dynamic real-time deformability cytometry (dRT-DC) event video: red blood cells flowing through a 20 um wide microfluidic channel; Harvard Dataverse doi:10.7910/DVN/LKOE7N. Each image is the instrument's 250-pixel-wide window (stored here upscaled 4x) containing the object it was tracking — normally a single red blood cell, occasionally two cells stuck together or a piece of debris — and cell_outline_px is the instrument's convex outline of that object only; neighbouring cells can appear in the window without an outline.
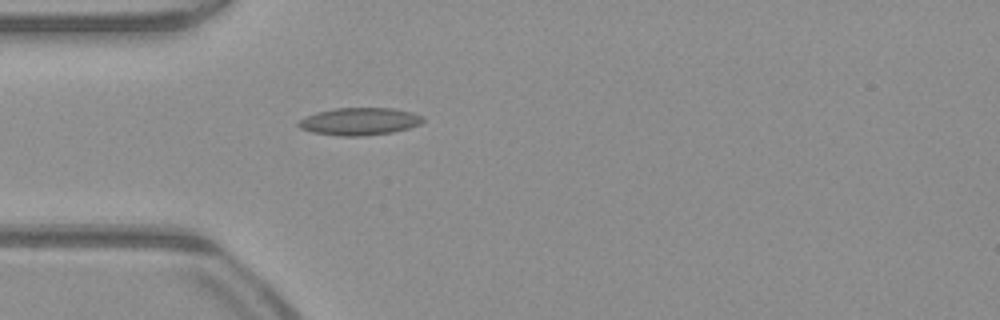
{"species": "common noctule bat (a hibernating species)", "species_latin": "Nyctalus noctula", "temperature_condition": "warm", "stored_images_in_passage": 37, "camera_frame_rate_fps": 3000, "um_per_image_px": 0.085, "animal": {"sex": "male", "body_mass_g": 23.1, "forearm_length_mm": 52.7}, "frame": {"image": 1, "passage_image": 1, "time_ms": 0.0, "image_size_px": [1000, 320], "cell_outline_px": [[424, 120], [420, 124], [408, 128], [392, 132], [364, 136], [340, 136], [312, 132], [300, 128], [296, 124], [300, 120], [316, 112], [336, 108], [392, 108], [412, 112], [424, 116]], "centroid_in_image_um": [30.57, 10.32], "position_along_channel_um": 54.4, "area_um2": 19.88}}
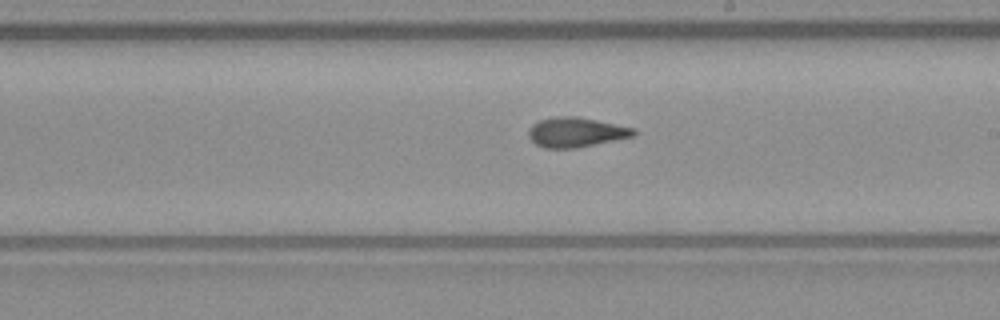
{"frame": {"image": 2, "passage_image": 15, "time_ms": 4.667, "image_size_px": [1000, 320], "cell_outline_px": [[636, 136], [576, 148], [544, 148], [536, 144], [528, 136], [528, 128], [532, 124], [540, 120], [556, 116], [576, 116], [636, 128]], "centroid_in_image_um": [48.97, 11.24], "position_along_channel_um": 240.0, "area_um2": 18.32}}
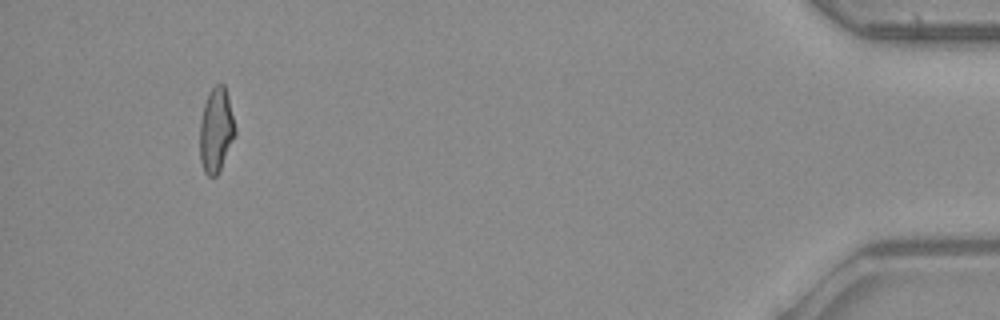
{"frame": {"image": 3, "passage_image": 34, "time_ms": 11.0, "image_size_px": [1000, 320], "cell_outline_px": [[236, 136], [216, 176], [208, 176], [204, 172], [200, 160], [200, 120], [204, 104], [212, 88], [216, 84], [224, 84], [228, 96], [236, 128]], "centroid_in_image_um": [18.37, 11.07], "position_along_channel_um": 416.8, "area_um2": 17.34}, "authors_computed_cell_mechanics": {"area_um2": 17.8602, "velocity_mm_per_s": 4.0552, "shape_relaxation_time_tau1_ms": 5.1069, "shape_relaxation_time_tau2_ms": 1.776, "deformation_change_tau1": 0.1596, "deformation_change_tau2": 0.0981}}